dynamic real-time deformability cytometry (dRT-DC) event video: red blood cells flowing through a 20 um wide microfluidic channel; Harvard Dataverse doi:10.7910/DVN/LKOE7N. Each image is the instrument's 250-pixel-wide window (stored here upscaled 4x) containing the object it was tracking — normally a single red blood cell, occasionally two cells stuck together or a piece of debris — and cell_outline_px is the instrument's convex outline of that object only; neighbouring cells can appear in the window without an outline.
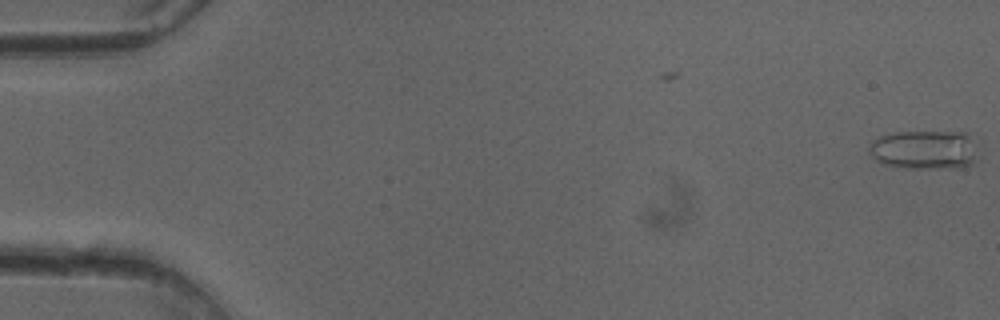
{"species": "common noctule bat (a hibernating species)", "species_latin": "Nyctalus noctula", "temperature_condition": "cold", "stored_images_in_passage": 2, "camera_frame_rate_fps": 3000, "um_per_image_px": 0.085, "animal": {"sex": "female"}, "frame": {"image": 1, "passage_image": 2, "time_ms": 0.333, "image_size_px": [1000, 320], "cell_outline_px": [[972, 164], [960, 168], [908, 168], [884, 164], [876, 160], [872, 156], [868, 148], [872, 140], [880, 136], [896, 132], [968, 132], [972, 156]], "centroid_in_image_um": [78.46, 12.73], "position_along_channel_um": 6.5, "area_um2": 24.16}}